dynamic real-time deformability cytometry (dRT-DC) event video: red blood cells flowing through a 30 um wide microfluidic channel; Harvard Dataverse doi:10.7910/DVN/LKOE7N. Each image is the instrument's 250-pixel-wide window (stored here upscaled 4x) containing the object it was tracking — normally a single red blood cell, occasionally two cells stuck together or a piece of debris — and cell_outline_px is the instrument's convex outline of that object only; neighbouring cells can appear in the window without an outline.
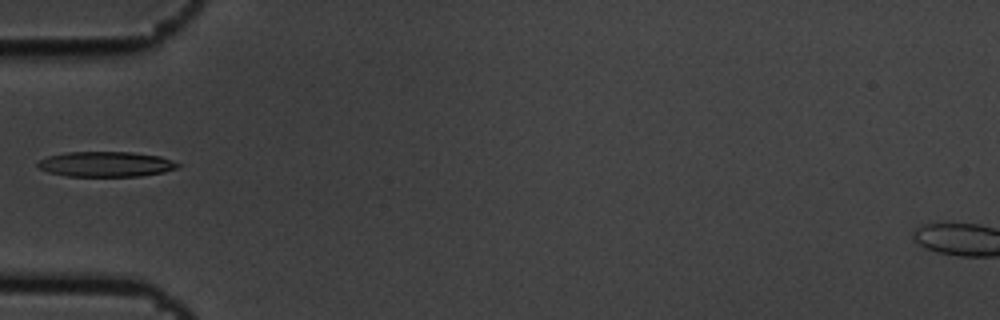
{"species": "common noctule bat (a hibernating species)", "species_latin": "Nyctalus noctula", "temperature_condition": "cold", "stored_images_in_passage": 7, "camera_frame_rate_fps": 3000, "um_per_image_px": 0.085, "animal": {"sex": "male", "body_mass_g": 19.5, "forearm_length_mm": 54.6}, "frame": {"image": 1, "passage_image": 6, "time_ms": 1.667, "image_size_px": [1000, 320], "cell_outline_px": [[180, 168], [164, 172], [140, 176], [64, 176], [48, 172], [40, 168], [36, 164], [40, 160], [48, 156], [68, 152], [132, 152], [160, 156], [172, 160], [180, 164]], "centroid_in_image_um": [9.03, 13.96], "position_along_channel_um": 76.0, "area_um2": 20.63}}
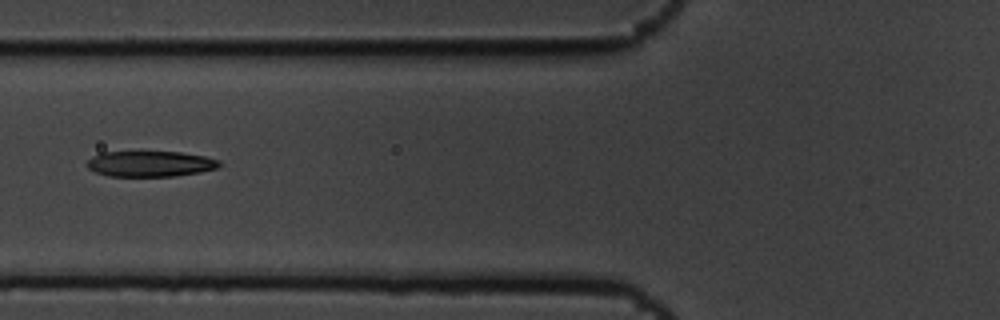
{"frame": {"image": 2, "passage_image": 7, "time_ms": 2.0, "image_size_px": [1000, 320], "cell_outline_px": [[220, 164], [216, 168], [200, 172], [176, 176], [108, 176], [96, 172], [88, 168], [84, 164], [92, 156], [100, 152], [140, 148], [180, 152], [204, 156], [220, 160]], "centroid_in_image_um": [12.68, 13.86], "position_along_channel_um": 113.1, "area_um2": 20.98}}